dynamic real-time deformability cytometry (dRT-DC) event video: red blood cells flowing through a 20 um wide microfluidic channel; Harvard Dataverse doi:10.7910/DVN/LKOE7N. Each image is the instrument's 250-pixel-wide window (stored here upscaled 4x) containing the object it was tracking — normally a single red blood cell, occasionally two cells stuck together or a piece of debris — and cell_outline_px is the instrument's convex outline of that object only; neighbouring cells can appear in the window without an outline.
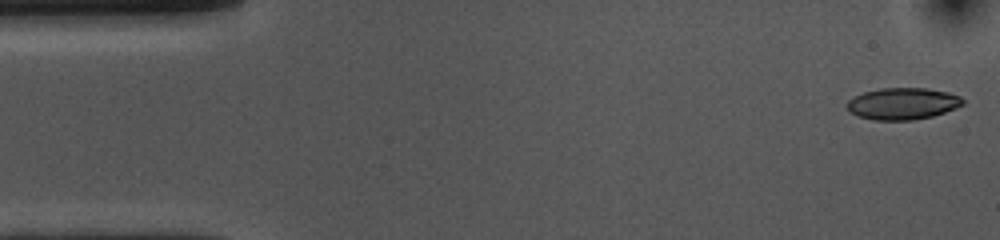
{"species": "common noctule bat (a hibernating species)", "species_latin": "Nyctalus noctula", "temperature_condition": "cold", "stored_images_in_passage": 52, "camera_frame_rate_fps": 3000, "um_per_image_px": 0.085, "animal": {"sex": "female", "body_mass_g": 10.0, "forearm_length_mm": 53.1}, "frame": {"image": 1, "passage_image": 1, "time_ms": 0.0, "image_size_px": [1000, 240], "cell_outline_px": [[964, 104], [956, 108], [932, 116], [912, 120], [872, 120], [848, 112], [848, 100], [864, 92], [880, 88], [924, 88], [948, 92], [960, 96], [964, 100]], "centroid_in_image_um": [76.74, 8.81], "position_along_channel_um": 8.3, "area_um2": 21.33}}
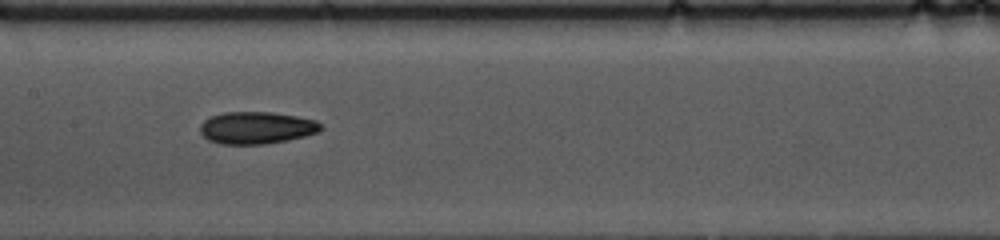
{"frame": {"image": 2, "passage_image": 24, "time_ms": 7.667, "image_size_px": [1000, 240], "cell_outline_px": [[324, 128], [320, 132], [288, 140], [264, 144], [220, 144], [208, 140], [200, 132], [200, 124], [204, 120], [212, 116], [224, 112], [272, 112], [296, 116], [316, 120], [324, 124]], "centroid_in_image_um": [21.84, 10.86], "position_along_channel_um": 185.6, "area_um2": 22.83}}
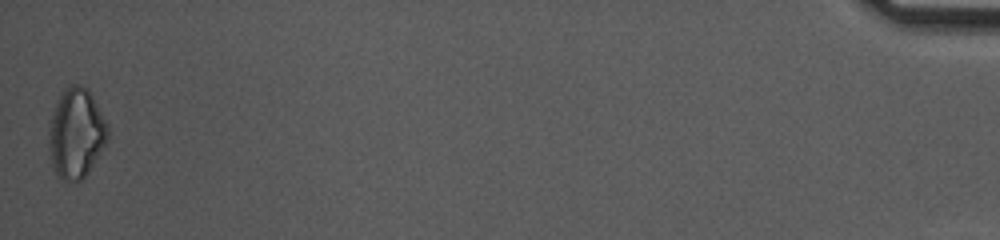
{"frame": {"image": 3, "passage_image": 52, "time_ms": 17.0, "image_size_px": [1000, 240], "cell_outline_px": [[108, 140], [88, 172], [80, 180], [64, 180], [56, 176], [52, 168], [48, 148], [48, 120], [64, 88], [72, 84], [80, 84], [88, 88], [108, 124]], "centroid_in_image_um": [6.44, 11.32], "position_along_channel_um": 428.8, "area_um2": 31.21}, "authors_computed_cell_mechanics": {"area_um2": 22.2241, "velocity_mm_per_s": 3.6921, "shape_relaxation_time_tau1_ms": 6.9397, "shape_relaxation_time_tau2_ms": 7.5501, "deformation_change_tau1": 0.1374, "deformation_change_tau2": 0.1565}}